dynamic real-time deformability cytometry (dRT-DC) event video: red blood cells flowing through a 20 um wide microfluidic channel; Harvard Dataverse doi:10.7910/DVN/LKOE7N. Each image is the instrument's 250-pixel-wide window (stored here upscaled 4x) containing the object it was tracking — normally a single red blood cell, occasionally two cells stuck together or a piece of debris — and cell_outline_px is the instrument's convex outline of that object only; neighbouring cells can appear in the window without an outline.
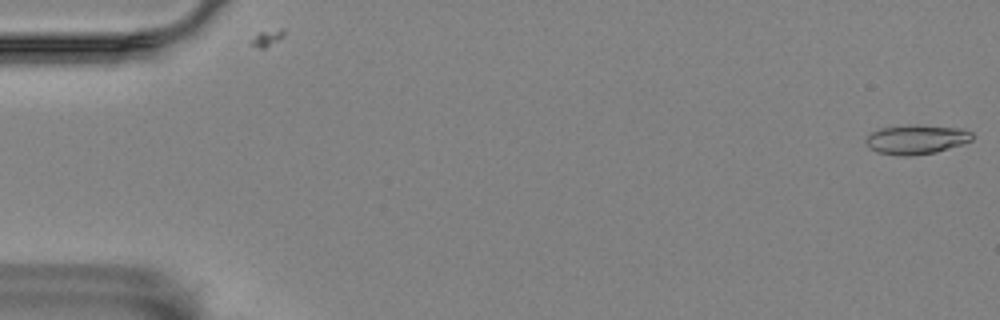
{"species": "Egyptian fruit bat (a non-hibernating species)", "species_latin": "Rousettus aegyptiacus", "temperature_condition": "room temperature", "stored_images_in_passage": 57, "camera_frame_rate_fps": 3000, "um_per_image_px": 0.085, "animal": {"sex": "female"}, "frame": {"image": 1, "passage_image": 1, "time_ms": 0.0, "image_size_px": [1000, 320], "cell_outline_px": [[972, 140], [964, 144], [936, 152], [912, 156], [900, 156], [876, 152], [868, 148], [868, 136], [872, 132], [880, 128], [964, 128], [972, 132]], "centroid_in_image_um": [77.92, 11.93], "position_along_channel_um": 7.1, "area_um2": 17.17}}
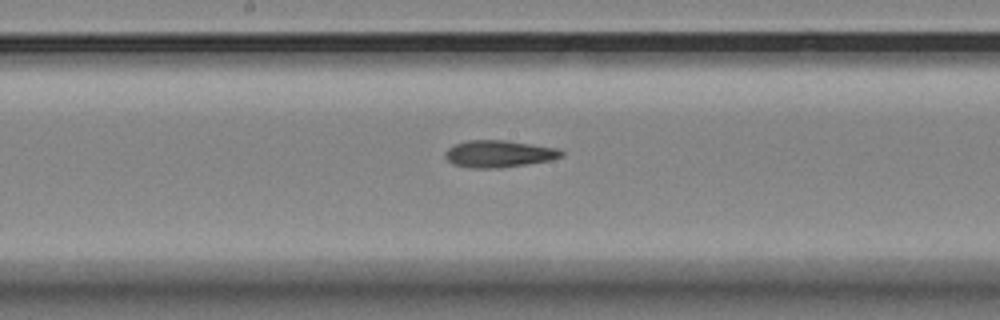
{"frame": {"image": 2, "passage_image": 30, "time_ms": 9.667, "image_size_px": [1000, 320], "cell_outline_px": [[564, 156], [552, 160], [500, 168], [472, 168], [452, 164], [444, 156], [444, 152], [448, 148], [456, 144], [468, 140], [504, 140], [556, 148], [564, 152]], "centroid_in_image_um": [42.39, 13.08], "position_along_channel_um": 205.8, "area_um2": 18.26}}
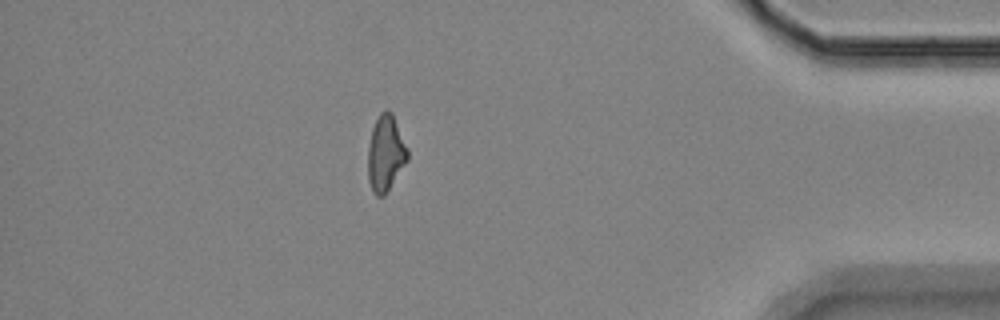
{"frame": {"image": 3, "passage_image": 50, "time_ms": 16.333, "image_size_px": [1000, 320], "cell_outline_px": [[408, 160], [384, 196], [376, 196], [372, 192], [368, 180], [368, 148], [372, 128], [380, 112], [384, 108], [388, 108], [392, 112], [408, 148]], "centroid_in_image_um": [32.78, 13.01], "position_along_channel_um": 402.4, "area_um2": 17.74}, "authors_computed_cell_mechanics": {"area_um2": 17.8024, "velocity_mm_per_s": 3.5261, "shape_relaxation_time_tau1_ms": null, "shape_relaxation_time_tau2_ms": 3.4038, "deformation_change_tau1": null, "deformation_change_tau2": 0.1223}}